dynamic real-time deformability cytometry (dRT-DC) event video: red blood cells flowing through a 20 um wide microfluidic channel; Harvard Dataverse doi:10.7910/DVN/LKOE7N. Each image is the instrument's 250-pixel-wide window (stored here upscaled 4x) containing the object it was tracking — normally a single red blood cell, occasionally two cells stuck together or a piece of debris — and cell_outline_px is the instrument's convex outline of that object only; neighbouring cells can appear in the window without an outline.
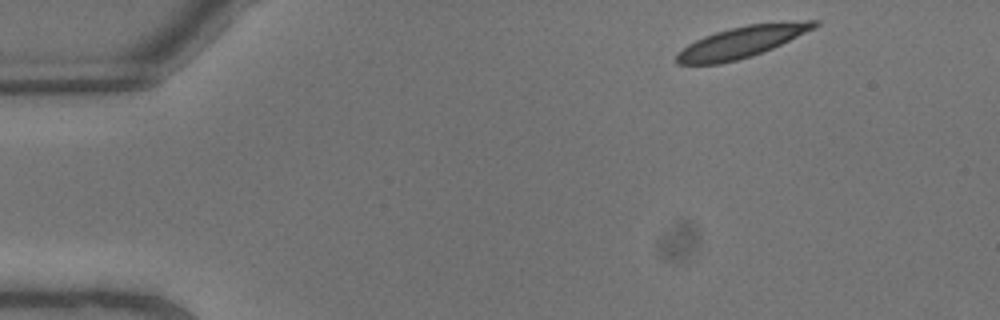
{"species": "common noctule bat (a hibernating species)", "species_latin": "Nyctalus noctula", "temperature_condition": "warm", "stored_images_in_passage": 6, "camera_frame_rate_fps": 3000, "um_per_image_px": 0.085, "animal": {"sex": "male", "body_mass_g": 13.3}, "frame": {"image": 1, "passage_image": 1, "time_ms": 0.0, "image_size_px": [1000, 320], "cell_outline_px": [[820, 24], [772, 48], [752, 56], [720, 64], [676, 64], [676, 52], [688, 44], [704, 36], [716, 32], [748, 24], [804, 20], [820, 20]], "centroid_in_image_um": [62.99, 3.57], "position_along_channel_um": 22.0, "area_um2": 24.8}}
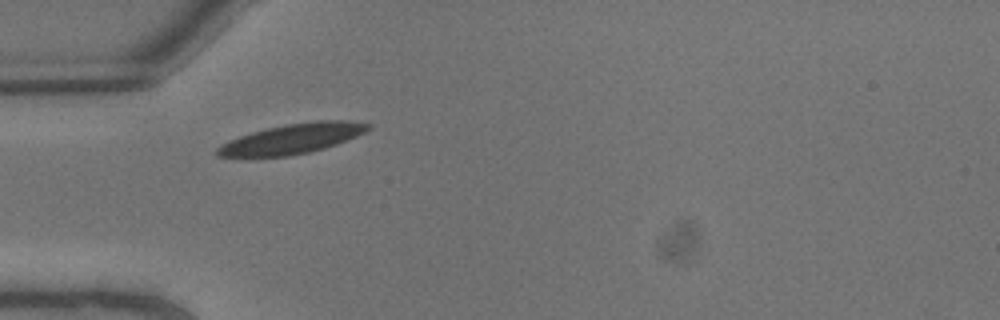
{"frame": {"image": 2, "passage_image": 5, "time_ms": 1.333, "image_size_px": [1000, 320], "cell_outline_px": [[372, 128], [348, 140], [324, 148], [308, 152], [288, 156], [216, 156], [216, 148], [220, 144], [228, 140], [252, 132], [268, 128], [288, 124], [316, 120], [344, 120], [372, 124]], "centroid_in_image_um": [24.86, 11.78], "position_along_channel_um": 60.1, "area_um2": 26.07}}